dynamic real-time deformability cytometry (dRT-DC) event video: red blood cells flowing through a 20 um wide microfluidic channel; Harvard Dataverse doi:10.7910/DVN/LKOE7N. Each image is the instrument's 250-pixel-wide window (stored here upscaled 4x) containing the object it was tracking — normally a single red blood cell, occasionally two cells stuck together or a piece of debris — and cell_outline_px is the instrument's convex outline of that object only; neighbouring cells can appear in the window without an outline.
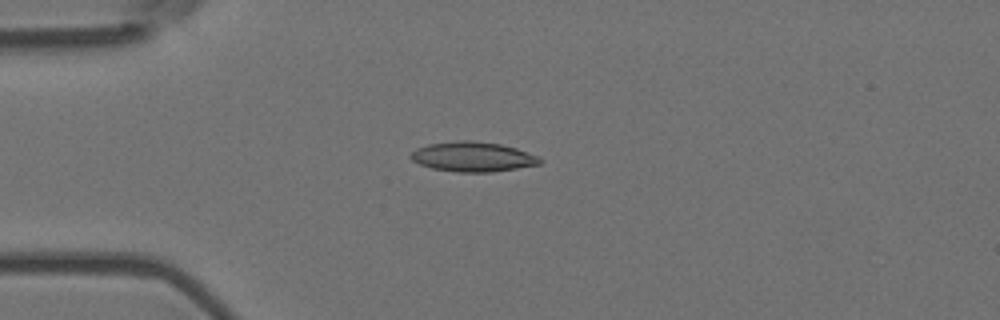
{"species": "Egyptian fruit bat (a non-hibernating species)", "species_latin": "Rousettus aegyptiacus", "temperature_condition": "room temperature", "stored_images_in_passage": 7, "camera_frame_rate_fps": 3000, "um_per_image_px": 0.085, "animal": {"sex": "female"}, "frame": {"image": 1, "passage_image": 4, "time_ms": 1.0, "image_size_px": [1000, 320], "cell_outline_px": [[544, 160], [540, 164], [492, 172], [456, 172], [432, 168], [420, 164], [412, 160], [408, 156], [416, 148], [428, 144], [460, 140], [472, 140], [500, 144], [516, 148], [540, 156]], "centroid_in_image_um": [40.2, 13.32], "position_along_channel_um": 44.8, "area_um2": 22.54}}
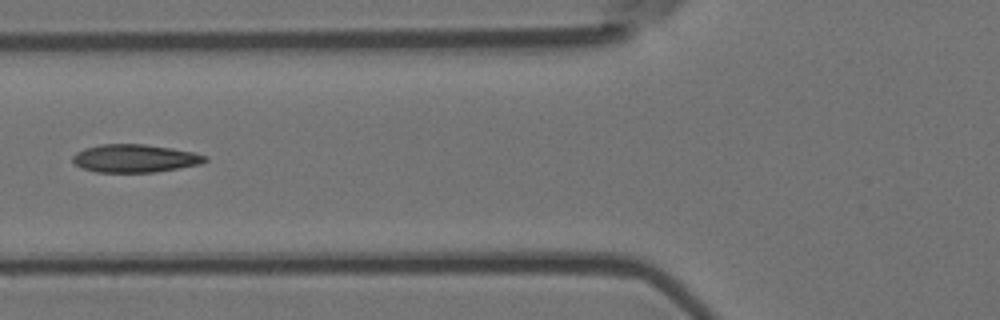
{"frame": {"image": 2, "passage_image": 6, "time_ms": 1.667, "image_size_px": [1000, 320], "cell_outline_px": [[208, 160], [200, 164], [156, 172], [96, 172], [80, 168], [72, 160], [72, 156], [76, 152], [84, 148], [100, 144], [144, 144], [172, 148], [192, 152], [208, 156]], "centroid_in_image_um": [11.44, 13.46], "position_along_channel_um": 114.4, "area_um2": 21.68}}
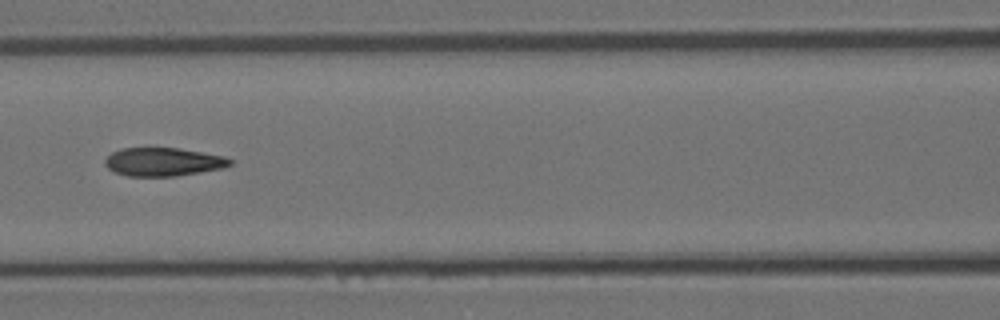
{"frame": {"image": 3, "passage_image": 7, "time_ms": 2.0, "image_size_px": [1000, 320], "cell_outline_px": [[232, 164], [224, 168], [176, 176], [128, 176], [116, 172], [108, 168], [104, 164], [104, 160], [112, 152], [120, 148], [180, 148], [224, 156], [232, 160]], "centroid_in_image_um": [13.88, 13.75], "position_along_channel_um": 152.7, "area_um2": 20.69}}